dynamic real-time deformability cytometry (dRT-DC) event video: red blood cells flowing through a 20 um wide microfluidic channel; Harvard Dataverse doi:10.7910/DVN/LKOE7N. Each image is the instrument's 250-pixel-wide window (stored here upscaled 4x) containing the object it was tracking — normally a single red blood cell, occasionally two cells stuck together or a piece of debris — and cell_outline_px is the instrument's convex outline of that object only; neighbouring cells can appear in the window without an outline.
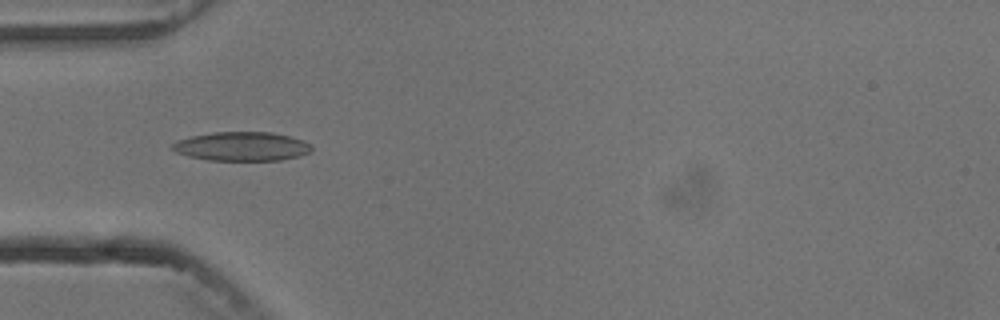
{"species": "common noctule bat (a hibernating species)", "species_latin": "Nyctalus noctula", "temperature_condition": "cold", "stored_images_in_passage": 4, "camera_frame_rate_fps": 3000, "um_per_image_px": 0.085, "animal": {"sex": "male", "body_mass_g": 13.3}, "frame": {"image": 1, "passage_image": 2, "time_ms": 2.0, "image_size_px": [1000, 320], "cell_outline_px": [[312, 148], [308, 152], [300, 156], [280, 160], [208, 160], [188, 156], [176, 152], [172, 148], [172, 144], [176, 140], [192, 136], [216, 132], [272, 132], [304, 140], [312, 144]], "centroid_in_image_um": [20.56, 12.44], "position_along_channel_um": 64.4, "area_um2": 23.47}}
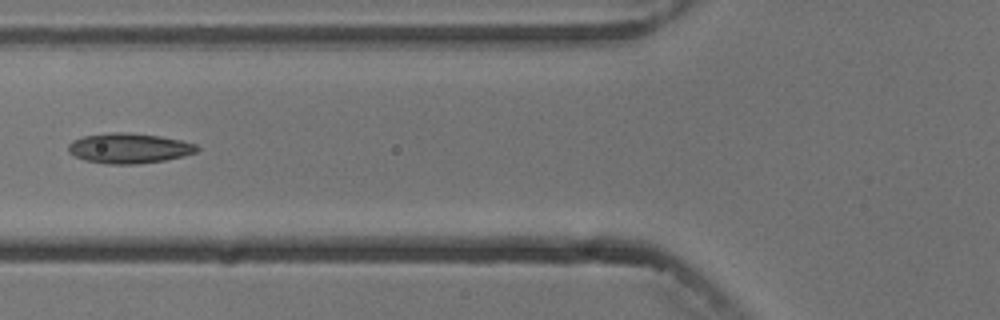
{"frame": {"image": 2, "passage_image": 3, "time_ms": 3.333, "image_size_px": [1000, 320], "cell_outline_px": [[200, 148], [196, 152], [184, 156], [164, 160], [136, 164], [108, 164], [84, 160], [68, 152], [68, 144], [72, 140], [84, 136], [112, 132], [124, 132], [160, 136], [180, 140], [196, 144]], "centroid_in_image_um": [10.96, 12.6], "position_along_channel_um": 114.8, "area_um2": 22.54}}
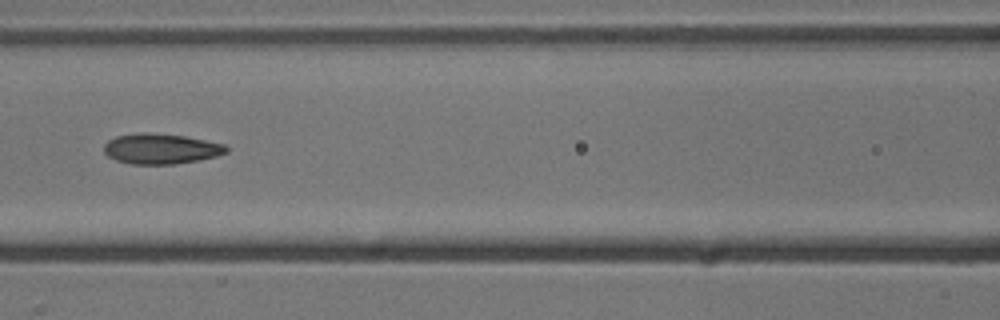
{"frame": {"image": 3, "passage_image": 4, "time_ms": 4.333, "image_size_px": [1000, 320], "cell_outline_px": [[228, 152], [216, 156], [200, 160], [176, 164], [132, 164], [116, 160], [108, 156], [104, 152], [104, 144], [108, 140], [116, 136], [140, 132], [144, 132], [184, 136], [224, 144], [228, 148]], "centroid_in_image_um": [13.67, 12.65], "position_along_channel_um": 152.9, "area_um2": 21.62}}